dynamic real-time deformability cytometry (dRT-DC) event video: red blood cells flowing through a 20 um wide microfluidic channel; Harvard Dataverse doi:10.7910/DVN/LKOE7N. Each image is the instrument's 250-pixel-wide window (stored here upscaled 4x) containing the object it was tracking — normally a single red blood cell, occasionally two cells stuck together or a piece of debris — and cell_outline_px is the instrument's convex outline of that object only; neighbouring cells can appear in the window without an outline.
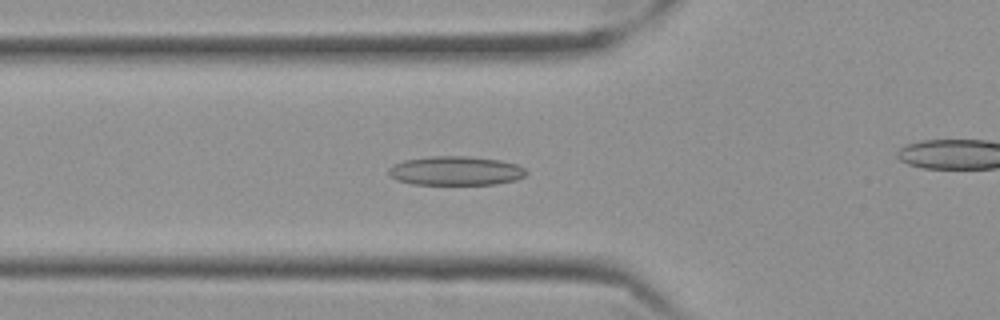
{"species": "Egyptian fruit bat (a non-hibernating species)", "species_latin": "Rousettus aegyptiacus", "temperature_condition": "cold", "stored_images_in_passage": 58, "camera_frame_rate_fps": 3000, "um_per_image_px": 0.085, "frame": {"image": 1, "passage_image": 21, "time_ms": 6.667, "image_size_px": [1000, 320], "cell_outline_px": [[528, 172], [524, 176], [516, 180], [496, 184], [412, 184], [396, 180], [388, 176], [388, 168], [392, 164], [404, 160], [428, 156], [472, 156], [500, 160], [516, 164], [524, 168]], "centroid_in_image_um": [38.7, 14.51], "position_along_channel_um": 87.1, "area_um2": 23.58}}
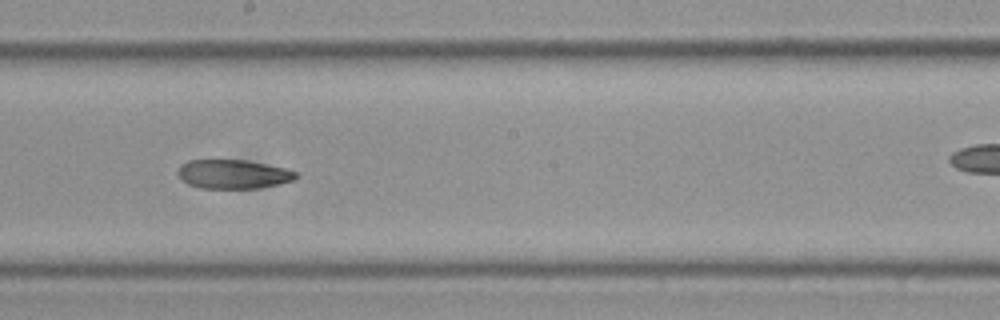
{"frame": {"image": 2, "passage_image": 33, "time_ms": 10.667, "image_size_px": [1000, 320], "cell_outline_px": [[296, 180], [280, 184], [260, 188], [200, 188], [188, 184], [180, 176], [180, 164], [188, 160], [244, 160], [284, 168], [296, 172]], "centroid_in_image_um": [19.85, 14.81], "position_along_channel_um": 228.4, "area_um2": 19.71}}
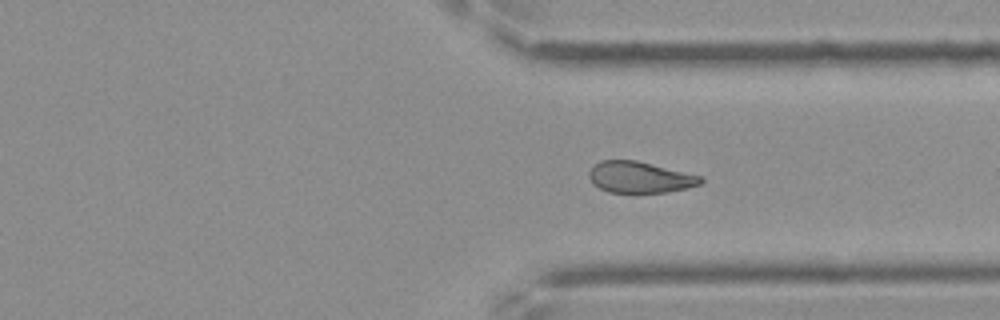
{"frame": {"image": 3, "passage_image": 44, "time_ms": 14.333, "image_size_px": [1000, 320], "cell_outline_px": [[704, 180], [700, 184], [688, 188], [664, 192], [608, 192], [592, 184], [588, 176], [588, 172], [592, 164], [600, 160], [636, 160], [704, 176]], "centroid_in_image_um": [54.37, 15.05], "position_along_channel_um": 357.0, "area_um2": 20.58}}